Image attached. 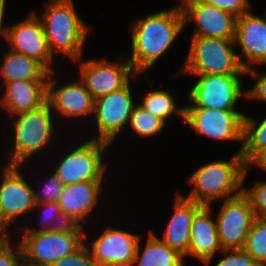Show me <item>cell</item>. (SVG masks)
Here are the masks:
<instances>
[{"mask_svg":"<svg viewBox=\"0 0 266 266\" xmlns=\"http://www.w3.org/2000/svg\"><path fill=\"white\" fill-rule=\"evenodd\" d=\"M48 102L41 107L16 115L14 121V146L7 155L6 165H23L33 154L41 151L52 140L54 112Z\"/></svg>","mask_w":266,"mask_h":266,"instance_id":"obj_6","label":"cell"},{"mask_svg":"<svg viewBox=\"0 0 266 266\" xmlns=\"http://www.w3.org/2000/svg\"><path fill=\"white\" fill-rule=\"evenodd\" d=\"M121 60L117 58L113 63L105 59L80 61V80L94 100L123 88L130 82L129 76L137 77L128 59Z\"/></svg>","mask_w":266,"mask_h":266,"instance_id":"obj_12","label":"cell"},{"mask_svg":"<svg viewBox=\"0 0 266 266\" xmlns=\"http://www.w3.org/2000/svg\"><path fill=\"white\" fill-rule=\"evenodd\" d=\"M140 236L106 228L89 247L98 266H132Z\"/></svg>","mask_w":266,"mask_h":266,"instance_id":"obj_16","label":"cell"},{"mask_svg":"<svg viewBox=\"0 0 266 266\" xmlns=\"http://www.w3.org/2000/svg\"><path fill=\"white\" fill-rule=\"evenodd\" d=\"M6 0H0V34H3V37L7 36V27H2L4 19Z\"/></svg>","mask_w":266,"mask_h":266,"instance_id":"obj_37","label":"cell"},{"mask_svg":"<svg viewBox=\"0 0 266 266\" xmlns=\"http://www.w3.org/2000/svg\"><path fill=\"white\" fill-rule=\"evenodd\" d=\"M234 39L192 36L189 53L179 72L191 75L240 76L245 70L240 64Z\"/></svg>","mask_w":266,"mask_h":266,"instance_id":"obj_5","label":"cell"},{"mask_svg":"<svg viewBox=\"0 0 266 266\" xmlns=\"http://www.w3.org/2000/svg\"><path fill=\"white\" fill-rule=\"evenodd\" d=\"M53 75L54 71L49 72L47 82V102L54 110L53 112L74 118L94 113V99L81 80L56 88L57 80Z\"/></svg>","mask_w":266,"mask_h":266,"instance_id":"obj_17","label":"cell"},{"mask_svg":"<svg viewBox=\"0 0 266 266\" xmlns=\"http://www.w3.org/2000/svg\"><path fill=\"white\" fill-rule=\"evenodd\" d=\"M7 235L0 242V266H23L22 249L16 245V250L13 251V244H10V238Z\"/></svg>","mask_w":266,"mask_h":266,"instance_id":"obj_34","label":"cell"},{"mask_svg":"<svg viewBox=\"0 0 266 266\" xmlns=\"http://www.w3.org/2000/svg\"><path fill=\"white\" fill-rule=\"evenodd\" d=\"M201 2L215 5L218 8L233 13L235 16H242L244 13L249 12V0H199Z\"/></svg>","mask_w":266,"mask_h":266,"instance_id":"obj_35","label":"cell"},{"mask_svg":"<svg viewBox=\"0 0 266 266\" xmlns=\"http://www.w3.org/2000/svg\"><path fill=\"white\" fill-rule=\"evenodd\" d=\"M130 127L142 138L154 136L165 127V123L145 110L140 104H136L131 113Z\"/></svg>","mask_w":266,"mask_h":266,"instance_id":"obj_28","label":"cell"},{"mask_svg":"<svg viewBox=\"0 0 266 266\" xmlns=\"http://www.w3.org/2000/svg\"><path fill=\"white\" fill-rule=\"evenodd\" d=\"M174 214L163 231L162 242L184 257L189 255L191 225L194 215L203 207L180 193L176 195Z\"/></svg>","mask_w":266,"mask_h":266,"instance_id":"obj_20","label":"cell"},{"mask_svg":"<svg viewBox=\"0 0 266 266\" xmlns=\"http://www.w3.org/2000/svg\"><path fill=\"white\" fill-rule=\"evenodd\" d=\"M184 108V121L196 133L216 140L242 142L244 113L196 106H184Z\"/></svg>","mask_w":266,"mask_h":266,"instance_id":"obj_10","label":"cell"},{"mask_svg":"<svg viewBox=\"0 0 266 266\" xmlns=\"http://www.w3.org/2000/svg\"><path fill=\"white\" fill-rule=\"evenodd\" d=\"M248 168L240 151L229 161L206 163L189 177L188 181L194 188L186 198L202 206H210L214 200L235 197L243 192L241 186Z\"/></svg>","mask_w":266,"mask_h":266,"instance_id":"obj_2","label":"cell"},{"mask_svg":"<svg viewBox=\"0 0 266 266\" xmlns=\"http://www.w3.org/2000/svg\"><path fill=\"white\" fill-rule=\"evenodd\" d=\"M134 106L129 82L123 88L94 100L93 116L98 134L90 139L111 145L123 126L129 123Z\"/></svg>","mask_w":266,"mask_h":266,"instance_id":"obj_8","label":"cell"},{"mask_svg":"<svg viewBox=\"0 0 266 266\" xmlns=\"http://www.w3.org/2000/svg\"><path fill=\"white\" fill-rule=\"evenodd\" d=\"M131 26L132 53L127 59L137 75L153 66L186 27L180 4L146 15Z\"/></svg>","mask_w":266,"mask_h":266,"instance_id":"obj_1","label":"cell"},{"mask_svg":"<svg viewBox=\"0 0 266 266\" xmlns=\"http://www.w3.org/2000/svg\"><path fill=\"white\" fill-rule=\"evenodd\" d=\"M19 165H5L0 185V229L35 208L34 189L23 178Z\"/></svg>","mask_w":266,"mask_h":266,"instance_id":"obj_13","label":"cell"},{"mask_svg":"<svg viewBox=\"0 0 266 266\" xmlns=\"http://www.w3.org/2000/svg\"><path fill=\"white\" fill-rule=\"evenodd\" d=\"M221 252L227 255L214 266H261L243 248L223 249Z\"/></svg>","mask_w":266,"mask_h":266,"instance_id":"obj_33","label":"cell"},{"mask_svg":"<svg viewBox=\"0 0 266 266\" xmlns=\"http://www.w3.org/2000/svg\"><path fill=\"white\" fill-rule=\"evenodd\" d=\"M110 144L89 139L65 155L55 168L64 185L86 181H103L105 165L103 155Z\"/></svg>","mask_w":266,"mask_h":266,"instance_id":"obj_7","label":"cell"},{"mask_svg":"<svg viewBox=\"0 0 266 266\" xmlns=\"http://www.w3.org/2000/svg\"><path fill=\"white\" fill-rule=\"evenodd\" d=\"M243 249L261 266L266 262V222L255 218Z\"/></svg>","mask_w":266,"mask_h":266,"instance_id":"obj_27","label":"cell"},{"mask_svg":"<svg viewBox=\"0 0 266 266\" xmlns=\"http://www.w3.org/2000/svg\"><path fill=\"white\" fill-rule=\"evenodd\" d=\"M51 266H98L89 247L84 243L74 253L60 258Z\"/></svg>","mask_w":266,"mask_h":266,"instance_id":"obj_32","label":"cell"},{"mask_svg":"<svg viewBox=\"0 0 266 266\" xmlns=\"http://www.w3.org/2000/svg\"><path fill=\"white\" fill-rule=\"evenodd\" d=\"M46 4L44 16L39 19L52 56L57 51L80 60L89 27L77 14L73 0H50Z\"/></svg>","mask_w":266,"mask_h":266,"instance_id":"obj_3","label":"cell"},{"mask_svg":"<svg viewBox=\"0 0 266 266\" xmlns=\"http://www.w3.org/2000/svg\"><path fill=\"white\" fill-rule=\"evenodd\" d=\"M47 82L16 80L6 83L5 92L0 100L11 117L35 110L47 102Z\"/></svg>","mask_w":266,"mask_h":266,"instance_id":"obj_21","label":"cell"},{"mask_svg":"<svg viewBox=\"0 0 266 266\" xmlns=\"http://www.w3.org/2000/svg\"><path fill=\"white\" fill-rule=\"evenodd\" d=\"M217 234L223 249L243 248L256 218L248 197L241 192L222 203L216 217Z\"/></svg>","mask_w":266,"mask_h":266,"instance_id":"obj_11","label":"cell"},{"mask_svg":"<svg viewBox=\"0 0 266 266\" xmlns=\"http://www.w3.org/2000/svg\"><path fill=\"white\" fill-rule=\"evenodd\" d=\"M266 18V17H265ZM250 13L237 17L234 43L240 44L242 54H237L246 71L253 64H266V19ZM243 55L246 61L243 60ZM252 64V66H251Z\"/></svg>","mask_w":266,"mask_h":266,"instance_id":"obj_18","label":"cell"},{"mask_svg":"<svg viewBox=\"0 0 266 266\" xmlns=\"http://www.w3.org/2000/svg\"><path fill=\"white\" fill-rule=\"evenodd\" d=\"M255 163V164H254ZM255 166L261 168L266 172V150L262 152L253 162Z\"/></svg>","mask_w":266,"mask_h":266,"instance_id":"obj_38","label":"cell"},{"mask_svg":"<svg viewBox=\"0 0 266 266\" xmlns=\"http://www.w3.org/2000/svg\"><path fill=\"white\" fill-rule=\"evenodd\" d=\"M83 230L82 226L67 224L53 230L25 232L20 242L23 266H51L74 253L87 240Z\"/></svg>","mask_w":266,"mask_h":266,"instance_id":"obj_4","label":"cell"},{"mask_svg":"<svg viewBox=\"0 0 266 266\" xmlns=\"http://www.w3.org/2000/svg\"><path fill=\"white\" fill-rule=\"evenodd\" d=\"M140 255L139 240L132 266H184V256L162 242L151 230L142 255Z\"/></svg>","mask_w":266,"mask_h":266,"instance_id":"obj_24","label":"cell"},{"mask_svg":"<svg viewBox=\"0 0 266 266\" xmlns=\"http://www.w3.org/2000/svg\"><path fill=\"white\" fill-rule=\"evenodd\" d=\"M240 154L248 166L266 150V118L259 122L248 115L243 116V132Z\"/></svg>","mask_w":266,"mask_h":266,"instance_id":"obj_25","label":"cell"},{"mask_svg":"<svg viewBox=\"0 0 266 266\" xmlns=\"http://www.w3.org/2000/svg\"><path fill=\"white\" fill-rule=\"evenodd\" d=\"M184 24L195 21L192 36L234 39L237 16L199 0H181Z\"/></svg>","mask_w":266,"mask_h":266,"instance_id":"obj_14","label":"cell"},{"mask_svg":"<svg viewBox=\"0 0 266 266\" xmlns=\"http://www.w3.org/2000/svg\"><path fill=\"white\" fill-rule=\"evenodd\" d=\"M102 189V181H86L64 185L58 205L69 224L83 227V219L95 208Z\"/></svg>","mask_w":266,"mask_h":266,"instance_id":"obj_19","label":"cell"},{"mask_svg":"<svg viewBox=\"0 0 266 266\" xmlns=\"http://www.w3.org/2000/svg\"><path fill=\"white\" fill-rule=\"evenodd\" d=\"M256 218H266V181H257L252 188L243 189Z\"/></svg>","mask_w":266,"mask_h":266,"instance_id":"obj_30","label":"cell"},{"mask_svg":"<svg viewBox=\"0 0 266 266\" xmlns=\"http://www.w3.org/2000/svg\"><path fill=\"white\" fill-rule=\"evenodd\" d=\"M199 77L197 83L188 93L190 105L216 110H236L235 105L242 94L241 76L194 75Z\"/></svg>","mask_w":266,"mask_h":266,"instance_id":"obj_9","label":"cell"},{"mask_svg":"<svg viewBox=\"0 0 266 266\" xmlns=\"http://www.w3.org/2000/svg\"><path fill=\"white\" fill-rule=\"evenodd\" d=\"M4 54L0 76L4 82L16 80L48 81L49 71L36 59L8 49Z\"/></svg>","mask_w":266,"mask_h":266,"instance_id":"obj_23","label":"cell"},{"mask_svg":"<svg viewBox=\"0 0 266 266\" xmlns=\"http://www.w3.org/2000/svg\"><path fill=\"white\" fill-rule=\"evenodd\" d=\"M40 205V207L43 208V218L41 227L43 228H36L35 230L33 228H30L29 226H25L24 232H36L39 230H53L58 229L66 226L69 224L62 214L61 208L58 205V202H50V203H40L35 206L37 208ZM45 215V216H44ZM44 221V222H43ZM43 225V226H42Z\"/></svg>","mask_w":266,"mask_h":266,"instance_id":"obj_29","label":"cell"},{"mask_svg":"<svg viewBox=\"0 0 266 266\" xmlns=\"http://www.w3.org/2000/svg\"><path fill=\"white\" fill-rule=\"evenodd\" d=\"M45 183L40 193L34 190L36 205L40 203L57 202L63 191L64 183L57 177L55 172L52 173V176H50Z\"/></svg>","mask_w":266,"mask_h":266,"instance_id":"obj_31","label":"cell"},{"mask_svg":"<svg viewBox=\"0 0 266 266\" xmlns=\"http://www.w3.org/2000/svg\"><path fill=\"white\" fill-rule=\"evenodd\" d=\"M211 206H203L195 215L191 225L189 255L209 265L217 251H222L217 225L210 218Z\"/></svg>","mask_w":266,"mask_h":266,"instance_id":"obj_22","label":"cell"},{"mask_svg":"<svg viewBox=\"0 0 266 266\" xmlns=\"http://www.w3.org/2000/svg\"><path fill=\"white\" fill-rule=\"evenodd\" d=\"M7 235H10L9 234H6L3 230L0 229V242L7 236Z\"/></svg>","mask_w":266,"mask_h":266,"instance_id":"obj_39","label":"cell"},{"mask_svg":"<svg viewBox=\"0 0 266 266\" xmlns=\"http://www.w3.org/2000/svg\"><path fill=\"white\" fill-rule=\"evenodd\" d=\"M140 103V105L155 117L161 119L166 124V119L173 118L172 114H178L184 121V106L176 107L173 95L167 90H152Z\"/></svg>","mask_w":266,"mask_h":266,"instance_id":"obj_26","label":"cell"},{"mask_svg":"<svg viewBox=\"0 0 266 266\" xmlns=\"http://www.w3.org/2000/svg\"><path fill=\"white\" fill-rule=\"evenodd\" d=\"M247 73L255 77L257 81L254 87H252V89H248V91H245L246 97L249 99L251 98L254 100H259V101L261 100L266 102V73L261 74V76L260 75L258 76L257 71L254 68L247 69L245 71V74Z\"/></svg>","mask_w":266,"mask_h":266,"instance_id":"obj_36","label":"cell"},{"mask_svg":"<svg viewBox=\"0 0 266 266\" xmlns=\"http://www.w3.org/2000/svg\"><path fill=\"white\" fill-rule=\"evenodd\" d=\"M6 40L11 50L36 59L49 72L54 71L51 65L53 56L48 48L43 25L35 11L17 24L7 27Z\"/></svg>","mask_w":266,"mask_h":266,"instance_id":"obj_15","label":"cell"}]
</instances>
